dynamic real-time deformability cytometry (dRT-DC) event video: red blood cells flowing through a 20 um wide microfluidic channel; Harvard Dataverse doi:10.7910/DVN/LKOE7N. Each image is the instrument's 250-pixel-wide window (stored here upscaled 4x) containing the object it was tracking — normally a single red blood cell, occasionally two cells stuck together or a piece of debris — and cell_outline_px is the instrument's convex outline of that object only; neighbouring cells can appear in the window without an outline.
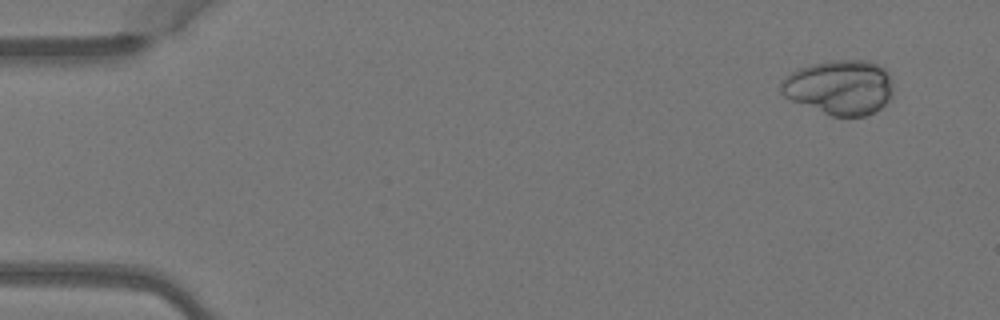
{"species": "Egyptian fruit bat (a non-hibernating species)", "species_latin": "Rousettus aegyptiacus", "temperature_condition": "warm", "stored_images_in_passage": 4, "camera_frame_rate_fps": 3000, "um_per_image_px": 0.085, "animal": {"sex": "female"}, "frame": {"image": 1, "passage_image": 1, "time_ms": 0.0, "image_size_px": [1000, 320], "cell_outline_px": [[892, 96], [880, 108], [864, 116], [832, 116], [792, 100], [784, 96], [780, 92], [780, 84], [784, 76], [800, 68], [812, 64], [832, 60], [868, 60], [884, 68], [888, 72], [892, 84]], "centroid_in_image_um": [71.37, 7.41], "position_along_channel_um": 13.6, "area_um2": 35.6}}
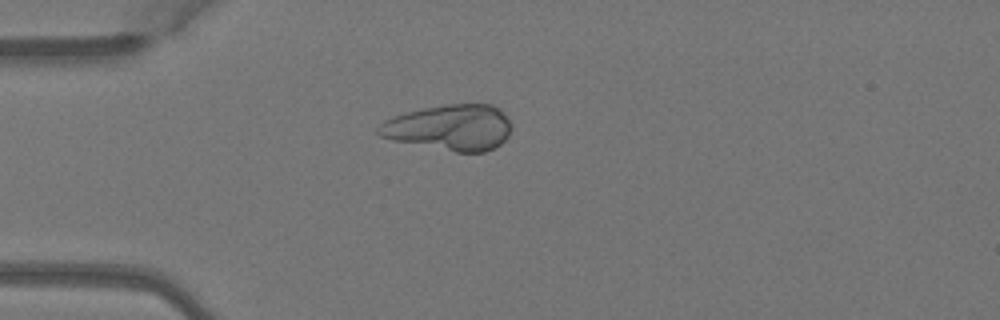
{"frame": {"image": 2, "passage_image": 4, "time_ms": 1.0, "image_size_px": [1000, 320], "cell_outline_px": [[512, 128], [508, 136], [500, 144], [484, 152], [456, 152], [392, 140], [380, 136], [376, 132], [376, 128], [384, 120], [392, 116], [424, 108], [448, 104], [492, 104], [500, 108], [508, 120]], "centroid_in_image_um": [38.23, 10.83], "position_along_channel_um": 46.8, "area_um2": 35.49}}